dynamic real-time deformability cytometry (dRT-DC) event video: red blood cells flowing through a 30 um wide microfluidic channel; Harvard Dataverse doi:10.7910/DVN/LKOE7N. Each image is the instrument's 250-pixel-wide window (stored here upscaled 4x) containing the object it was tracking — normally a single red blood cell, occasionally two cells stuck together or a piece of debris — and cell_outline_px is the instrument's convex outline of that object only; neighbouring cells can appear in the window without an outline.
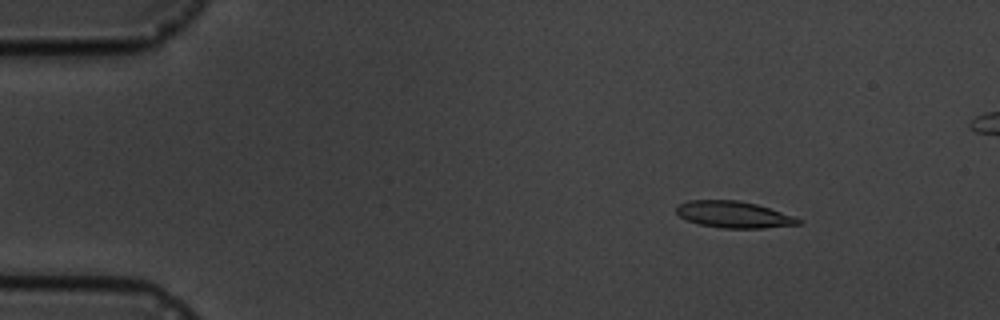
{"species": "common noctule bat (a hibernating species)", "species_latin": "Nyctalus noctula", "temperature_condition": "cold", "stored_images_in_passage": 11, "camera_frame_rate_fps": 3000, "um_per_image_px": 0.085, "animal": {"sex": "male", "body_mass_g": 19.5, "forearm_length_mm": 54.6}, "frame": {"image": 1, "passage_image": 1, "time_ms": 0.0, "image_size_px": [1000, 320], "cell_outline_px": [[804, 220], [800, 224], [764, 228], [720, 228], [700, 224], [688, 220], [680, 216], [676, 212], [676, 204], [688, 200], [736, 200], [756, 204]], "centroid_in_image_um": [62.33, 18.23], "position_along_channel_um": 22.7, "area_um2": 18.79}}
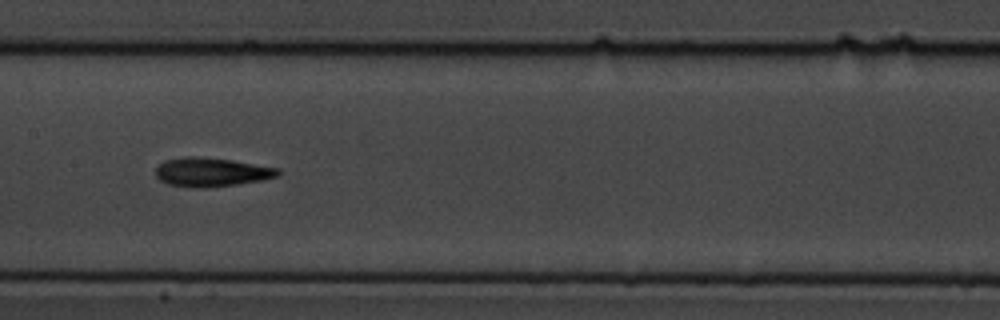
{"frame": {"image": 2, "passage_image": 7, "time_ms": 7.0, "image_size_px": [1000, 320], "cell_outline_px": [[280, 176], [260, 180], [236, 184], [204, 188], [196, 188], [168, 184], [160, 180], [156, 176], [156, 168], [164, 160], [184, 156], [200, 156], [232, 160], [280, 168]], "centroid_in_image_um": [17.97, 14.62], "position_along_channel_um": 189.4, "area_um2": 20.69}}
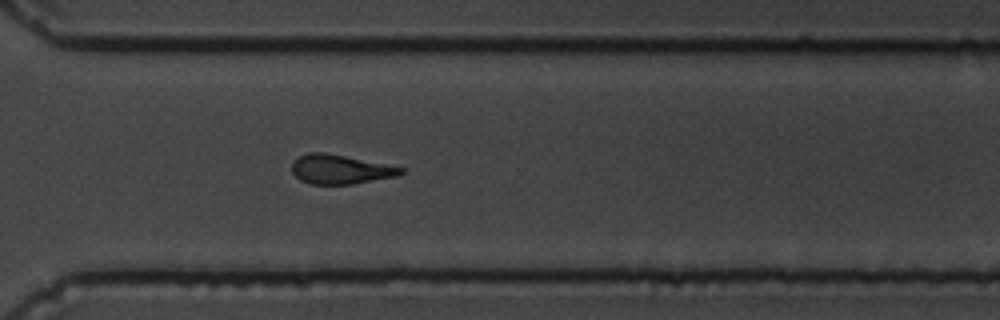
{"frame": {"image": 3, "passage_image": 11, "time_ms": 11.333, "image_size_px": [1000, 320], "cell_outline_px": [[404, 172], [396, 176], [352, 184], [308, 184], [300, 180], [292, 172], [292, 160], [308, 152], [324, 152], [404, 168]], "centroid_in_image_um": [28.86, 14.4], "position_along_channel_um": 341.7, "area_um2": 18.38}}